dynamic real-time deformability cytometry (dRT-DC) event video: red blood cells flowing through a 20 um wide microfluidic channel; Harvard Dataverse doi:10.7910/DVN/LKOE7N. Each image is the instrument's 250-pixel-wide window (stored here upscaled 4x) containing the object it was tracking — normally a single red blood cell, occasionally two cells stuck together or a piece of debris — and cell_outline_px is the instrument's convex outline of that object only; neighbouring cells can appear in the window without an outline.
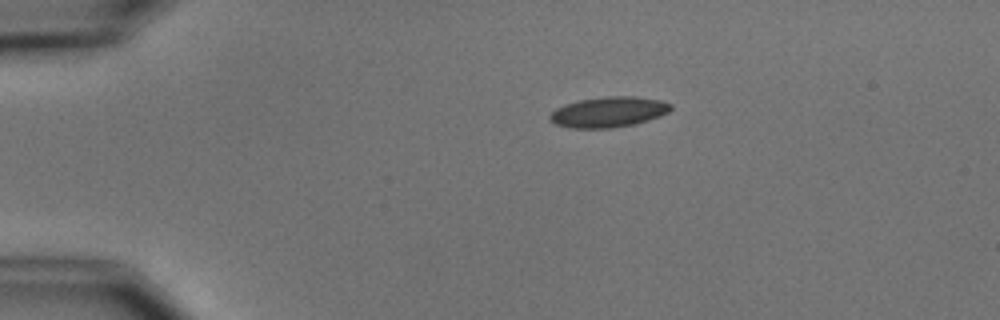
{"species": "common noctule bat (a hibernating species)", "species_latin": "Nyctalus noctula", "temperature_condition": "cold", "stored_images_in_passage": 5, "camera_frame_rate_fps": 3000, "um_per_image_px": 0.085, "animal": {"sex": "male", "body_mass_g": 15.6}, "frame": {"image": 1, "passage_image": 1, "time_ms": 0.0, "image_size_px": [1000, 320], "cell_outline_px": [[672, 108], [668, 112], [660, 116], [636, 124], [608, 128], [568, 128], [556, 124], [548, 116], [556, 108], [564, 104], [580, 100], [604, 96], [636, 96], [660, 100], [672, 104]], "centroid_in_image_um": [51.74, 9.51], "position_along_channel_um": 33.3, "area_um2": 21.5}}
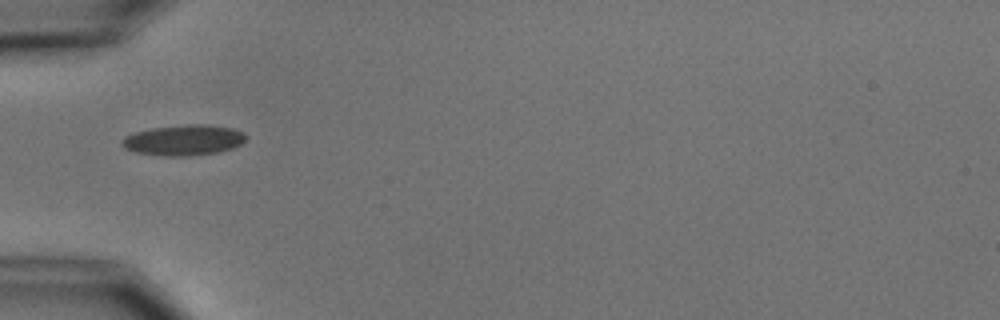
{"frame": {"image": 2, "passage_image": 3, "time_ms": 2.333, "image_size_px": [1000, 320], "cell_outline_px": [[244, 140], [240, 144], [232, 148], [216, 152], [188, 156], [164, 156], [136, 152], [124, 148], [120, 144], [120, 140], [124, 136], [136, 132], [152, 128], [184, 124], [208, 124], [232, 128], [244, 132]], "centroid_in_image_um": [15.57, 11.9], "position_along_channel_um": 69.4, "area_um2": 22.08}}
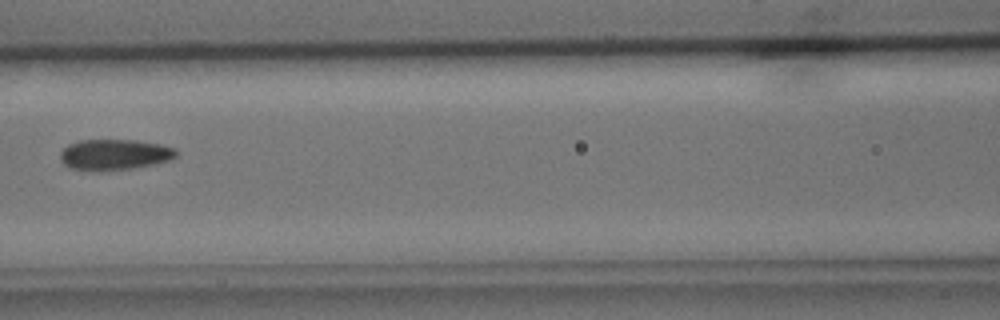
{"frame": {"image": 3, "passage_image": 5, "time_ms": 4.667, "image_size_px": [1000, 320], "cell_outline_px": [[180, 152], [172, 160], [156, 164], [132, 168], [96, 172], [68, 168], [60, 160], [60, 152], [68, 144], [80, 140], [136, 140], [160, 144], [176, 148]], "centroid_in_image_um": [9.75, 13.15], "position_along_channel_um": 156.9, "area_um2": 21.27}}